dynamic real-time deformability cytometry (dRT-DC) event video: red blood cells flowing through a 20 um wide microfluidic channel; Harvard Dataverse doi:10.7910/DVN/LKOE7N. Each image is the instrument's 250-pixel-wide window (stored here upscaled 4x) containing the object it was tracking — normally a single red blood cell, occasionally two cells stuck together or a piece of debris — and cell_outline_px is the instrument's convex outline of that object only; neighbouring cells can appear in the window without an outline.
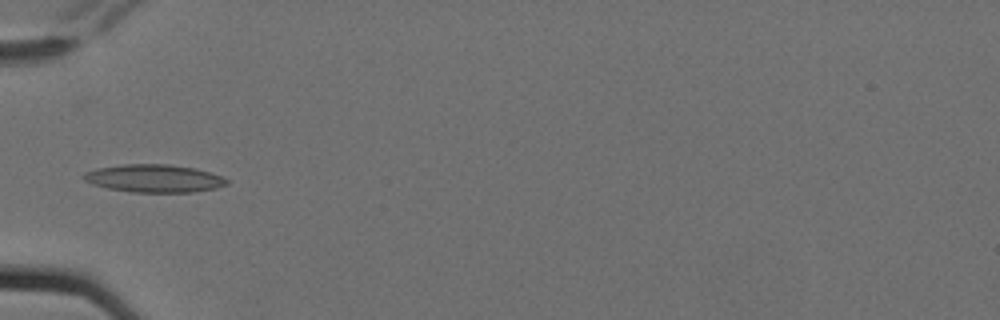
{"species": "Egyptian fruit bat (a non-hibernating species)", "species_latin": "Rousettus aegyptiacus", "temperature_condition": "cold", "stored_images_in_passage": 8, "camera_frame_rate_fps": 3000, "um_per_image_px": 0.085, "animal": {"sex": "female"}, "frame": {"image": 1, "passage_image": 6, "time_ms": 1.667, "image_size_px": [1000, 320], "cell_outline_px": [[228, 184], [216, 188], [192, 192], [132, 192], [108, 188], [92, 184], [84, 180], [80, 176], [84, 172], [96, 168], [124, 164], [168, 164], [196, 168], [220, 176], [228, 180]], "centroid_in_image_um": [13.06, 15.16], "position_along_channel_um": 71.9, "area_um2": 23.24}}
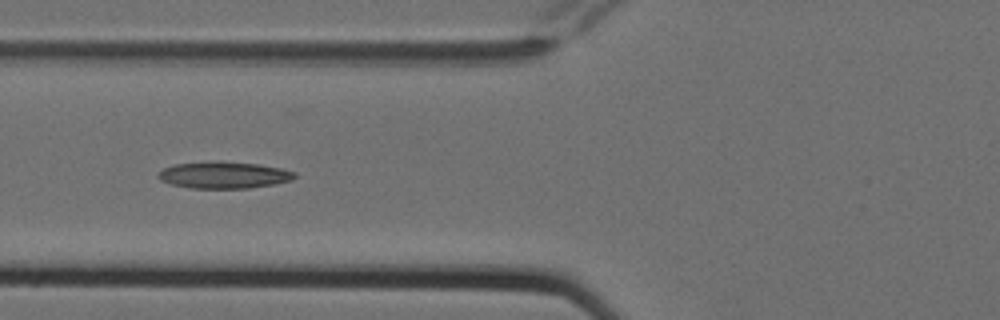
{"frame": {"image": 2, "passage_image": 7, "time_ms": 2.0, "image_size_px": [1000, 320], "cell_outline_px": [[296, 176], [292, 180], [276, 184], [248, 188], [192, 188], [172, 184], [160, 180], [156, 176], [164, 168], [176, 164], [212, 160], [220, 160], [260, 164], [280, 168], [296, 172]], "centroid_in_image_um": [19.05, 14.86], "position_along_channel_um": 106.7, "area_um2": 21.5}}
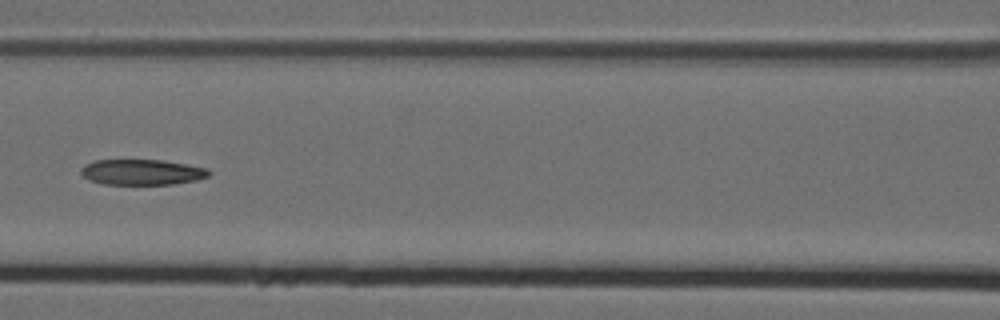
{"frame": {"image": 3, "passage_image": 8, "time_ms": 2.333, "image_size_px": [1000, 320], "cell_outline_px": [[212, 172], [208, 176], [196, 180], [172, 184], [100, 184], [88, 180], [80, 172], [80, 168], [84, 164], [92, 160], [160, 160], [208, 168]], "centroid_in_image_um": [12.02, 14.63], "position_along_channel_um": 154.6, "area_um2": 19.13}}